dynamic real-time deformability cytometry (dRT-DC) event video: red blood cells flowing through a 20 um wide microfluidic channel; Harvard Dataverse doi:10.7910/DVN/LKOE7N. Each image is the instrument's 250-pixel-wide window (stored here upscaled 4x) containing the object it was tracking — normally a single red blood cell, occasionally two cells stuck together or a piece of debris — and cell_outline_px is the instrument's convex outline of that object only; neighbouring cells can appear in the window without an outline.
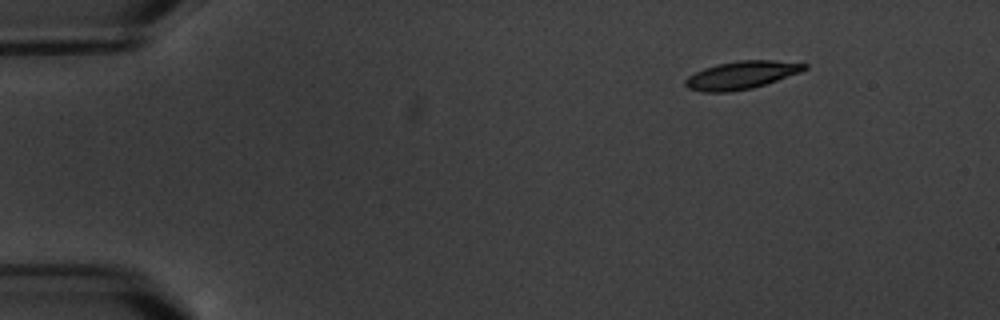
{"species": "common noctule bat (a hibernating species)", "species_latin": "Nyctalus noctula", "temperature_condition": "warm", "stored_images_in_passage": 5, "camera_frame_rate_fps": 3000, "um_per_image_px": 0.085, "animal": {"sex": "male", "body_mass_g": 20.1, "forearm_length_mm": 53.5}, "frame": {"image": 1, "passage_image": 1, "time_ms": 0.0, "image_size_px": [1000, 320], "cell_outline_px": [[808, 68], [800, 72], [752, 88], [728, 92], [704, 92], [688, 88], [684, 84], [684, 80], [688, 76], [704, 68], [716, 64], [740, 60], [776, 60], [808, 64]], "centroid_in_image_um": [63.0, 6.38], "position_along_channel_um": 22.0, "area_um2": 19.25}}
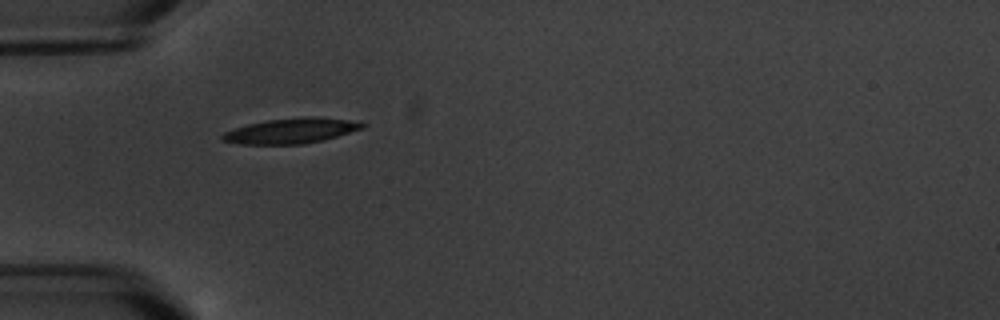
{"frame": {"image": 2, "passage_image": 4, "time_ms": 3.667, "image_size_px": [1000, 320], "cell_outline_px": [[368, 124], [364, 128], [324, 140], [304, 144], [240, 144], [220, 140], [220, 136], [224, 132], [248, 124], [268, 120], [304, 116], [316, 116], [360, 120]], "centroid_in_image_um": [24.84, 11.1], "position_along_channel_um": 60.2, "area_um2": 20.98}}